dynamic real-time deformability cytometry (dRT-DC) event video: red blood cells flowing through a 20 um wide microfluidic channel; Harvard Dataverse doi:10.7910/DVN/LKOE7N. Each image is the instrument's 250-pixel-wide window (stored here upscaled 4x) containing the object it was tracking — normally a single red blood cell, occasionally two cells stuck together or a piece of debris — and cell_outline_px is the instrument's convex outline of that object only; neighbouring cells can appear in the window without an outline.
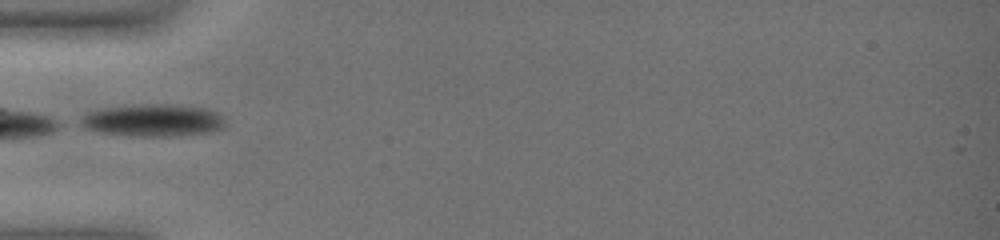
{"species": "common noctule bat (a hibernating species)", "species_latin": "Nyctalus noctula", "temperature_condition": "warm", "stored_images_in_passage": 35, "camera_frame_rate_fps": 3000, "um_per_image_px": 0.085, "animal": {"sex": "female", "body_mass_g": 19.0, "forearm_length_mm": 51.5}, "frame": {"image": 1, "passage_image": 1, "time_ms": 0.0, "image_size_px": [1000, 240], "cell_outline_px": [[228, 124], [224, 128], [212, 132], [180, 136], [128, 136], [100, 132], [84, 128], [76, 124], [80, 116], [84, 112], [100, 108], [132, 104], [180, 104], [208, 108], [216, 112]], "centroid_in_image_um": [12.96, 10.22], "position_along_channel_um": 72.0, "area_um2": 28.32}}
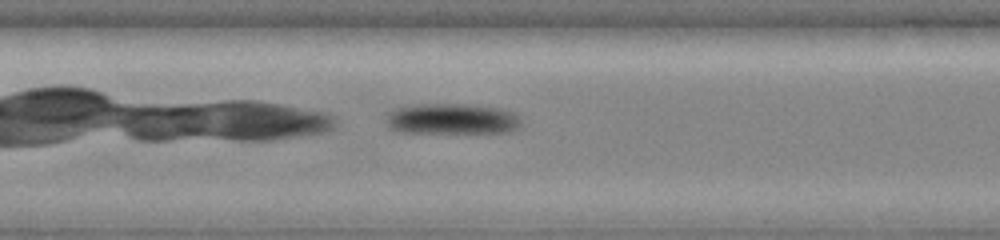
{"frame": {"image": 2, "passage_image": 11, "time_ms": 3.333, "image_size_px": [1000, 240], "cell_outline_px": [[520, 128], [512, 132], [396, 132], [388, 128], [388, 112], [392, 108], [412, 104], [468, 104], [504, 108], [516, 112], [520, 116]], "centroid_in_image_um": [38.45, 10.09], "position_along_channel_um": 169.0, "area_um2": 24.68}}
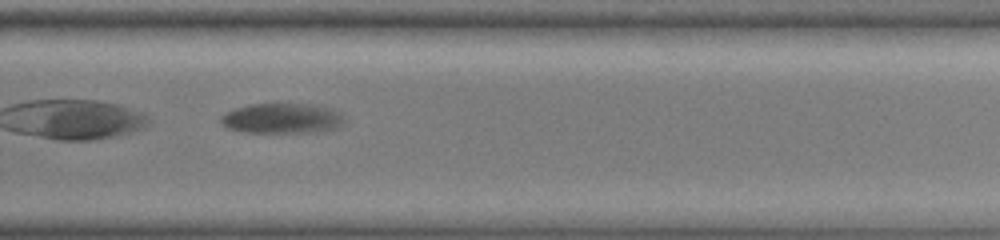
{"frame": {"image": 3, "passage_image": 25, "time_ms": 8.0, "image_size_px": [1000, 240], "cell_outline_px": [[344, 124], [340, 128], [316, 132], [240, 132], [228, 128], [220, 124], [220, 116], [236, 108], [252, 104], [312, 104], [332, 108], [340, 112], [344, 116]], "centroid_in_image_um": [24.02, 10.07], "position_along_channel_um": 305.8, "area_um2": 21.96}}